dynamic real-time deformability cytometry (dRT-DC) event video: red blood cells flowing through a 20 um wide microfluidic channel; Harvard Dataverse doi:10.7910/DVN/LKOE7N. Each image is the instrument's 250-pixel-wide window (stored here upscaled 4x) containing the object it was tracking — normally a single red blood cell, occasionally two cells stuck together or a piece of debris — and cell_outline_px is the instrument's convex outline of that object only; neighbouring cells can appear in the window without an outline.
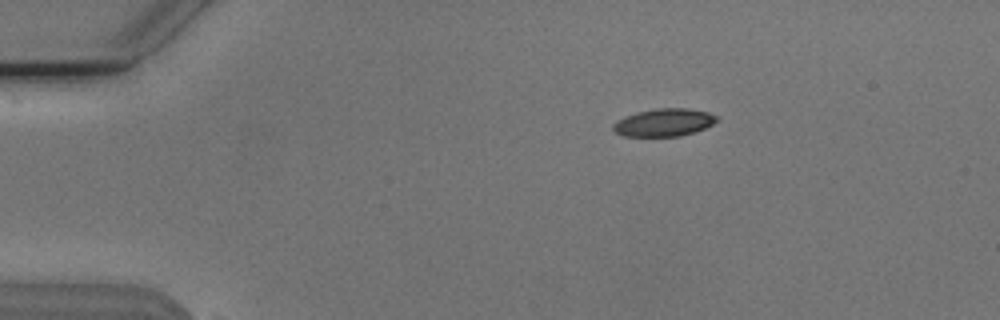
{"species": "Egyptian fruit bat (a non-hibernating species)", "species_latin": "Rousettus aegyptiacus", "temperature_condition": "cold", "stored_images_in_passage": 45, "camera_frame_rate_fps": 3000, "um_per_image_px": 0.085, "animal": {"sex": "male"}, "frame": {"image": 1, "passage_image": 1, "time_ms": 0.0, "image_size_px": [1000, 320], "cell_outline_px": [[720, 120], [704, 128], [680, 136], [624, 136], [616, 132], [612, 128], [612, 124], [616, 120], [624, 116], [636, 112], [656, 108], [688, 108], [708, 112], [716, 116]], "centroid_in_image_um": [56.41, 10.4], "position_along_channel_um": 28.6, "area_um2": 16.76}}
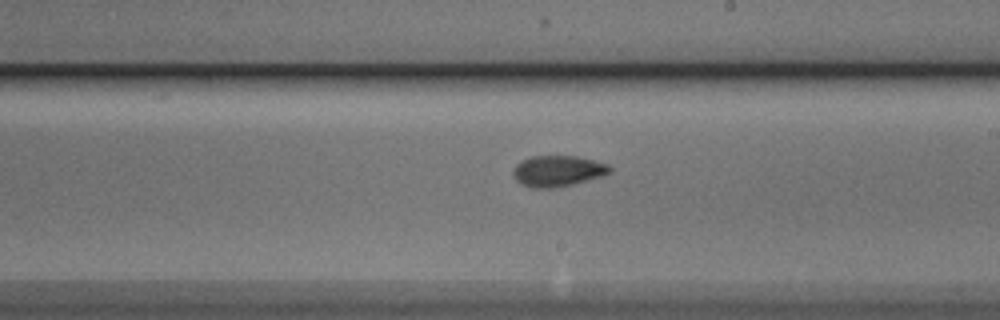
{"frame": {"image": 2, "passage_image": 23, "time_ms": 7.333, "image_size_px": [1000, 320], "cell_outline_px": [[612, 168], [608, 172], [600, 176], [572, 184], [552, 188], [532, 188], [516, 180], [512, 172], [516, 164], [532, 156], [576, 156], [608, 164]], "centroid_in_image_um": [47.38, 14.53], "position_along_channel_um": 241.6, "area_um2": 17.05}}
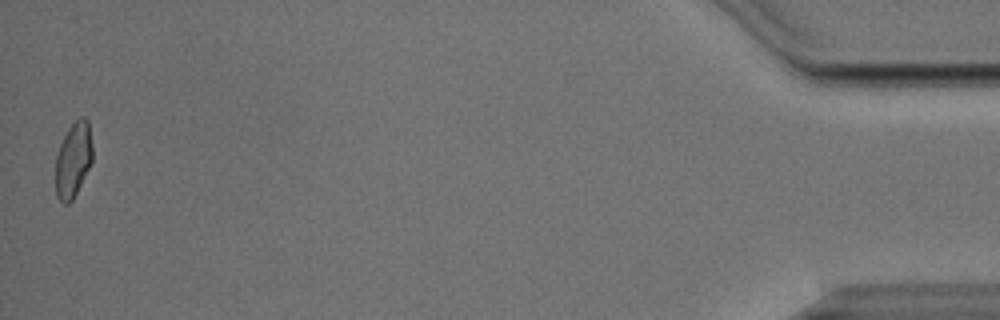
{"frame": {"image": 3, "passage_image": 45, "time_ms": 14.667, "image_size_px": [1000, 320], "cell_outline_px": [[92, 160], [72, 200], [68, 204], [64, 204], [56, 196], [56, 156], [60, 144], [68, 128], [80, 116], [84, 116], [88, 120], [92, 144]], "centroid_in_image_um": [6.22, 13.55], "position_along_channel_um": 429.0, "area_um2": 15.95}, "authors_computed_cell_mechanics": {"area_um2": 16.762, "velocity_mm_per_s": 3.8112, "shape_relaxation_time_tau1_ms": 6.451, "shape_relaxation_time_tau2_ms": 2.1421, "deformation_change_tau1": 0.1886, "deformation_change_tau2": 0.0701}}